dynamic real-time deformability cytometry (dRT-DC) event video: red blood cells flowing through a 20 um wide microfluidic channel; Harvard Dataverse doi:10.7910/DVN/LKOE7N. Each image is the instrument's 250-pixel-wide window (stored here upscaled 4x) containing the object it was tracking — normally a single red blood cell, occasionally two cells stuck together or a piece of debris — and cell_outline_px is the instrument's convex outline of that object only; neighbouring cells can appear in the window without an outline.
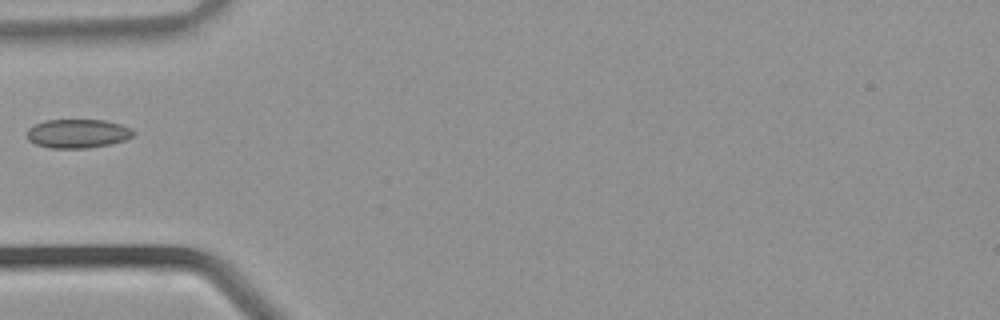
{"species": "common noctule bat (a hibernating species)", "species_latin": "Nyctalus noctula", "temperature_condition": "warm", "stored_images_in_passage": 24, "camera_frame_rate_fps": 3000, "um_per_image_px": 0.085, "animal": {"sex": "male", "body_mass_g": 21.5, "forearm_length_mm": 52.0}, "frame": {"image": 1, "passage_image": 1, "time_ms": 0.0, "image_size_px": [1000, 320], "cell_outline_px": [[136, 132], [132, 136], [124, 140], [112, 144], [84, 148], [52, 148], [36, 144], [28, 140], [28, 128], [44, 120], [104, 120], [120, 124], [132, 128]], "centroid_in_image_um": [6.63, 11.35], "position_along_channel_um": 78.4, "area_um2": 17.86}}
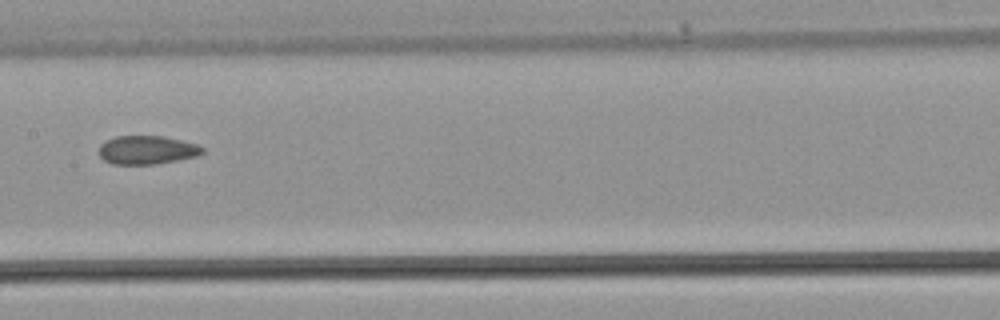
{"frame": {"image": 2, "passage_image": 7, "time_ms": 2.0, "image_size_px": [1000, 320], "cell_outline_px": [[204, 152], [196, 156], [156, 164], [112, 164], [104, 160], [96, 152], [100, 144], [116, 136], [164, 136], [196, 144], [204, 148]], "centroid_in_image_um": [12.45, 12.75], "position_along_channel_um": 195.0, "area_um2": 17.22}}
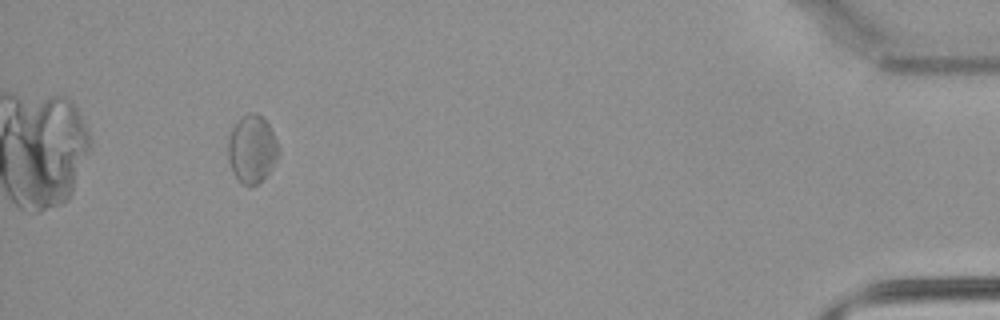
{"frame": {"image": 3, "passage_image": 22, "time_ms": 7.0, "image_size_px": [1000, 320], "cell_outline_px": [[280, 156], [272, 168], [256, 184], [244, 184], [232, 172], [228, 160], [228, 140], [232, 128], [240, 116], [252, 112], [256, 112], [264, 116], [280, 148]], "centroid_in_image_um": [21.43, 12.61], "position_along_channel_um": 413.8, "area_um2": 20.0}}